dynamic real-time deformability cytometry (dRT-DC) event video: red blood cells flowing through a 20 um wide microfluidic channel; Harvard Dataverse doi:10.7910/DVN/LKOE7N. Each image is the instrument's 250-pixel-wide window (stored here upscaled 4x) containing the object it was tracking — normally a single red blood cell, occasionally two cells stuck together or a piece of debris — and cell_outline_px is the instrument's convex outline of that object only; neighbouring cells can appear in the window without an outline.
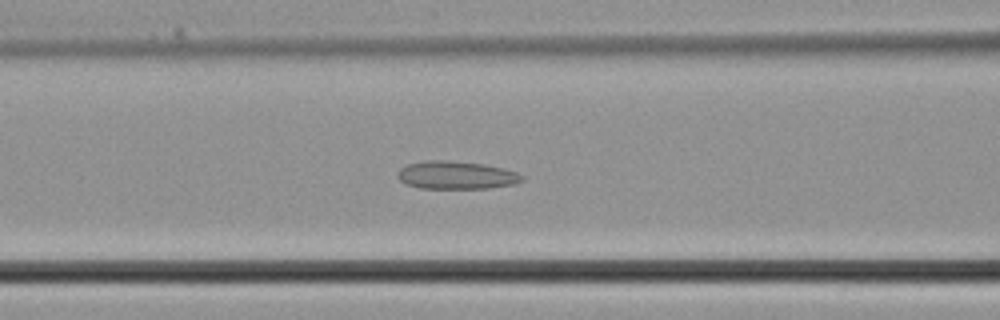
{"species": "common noctule bat (a hibernating species)", "species_latin": "Nyctalus noctula", "temperature_condition": "cold", "stored_images_in_passage": 28, "camera_frame_rate_fps": 3000, "um_per_image_px": 0.085, "animal": {"sex": "male", "body_mass_g": 21.5, "forearm_length_mm": 52.0}, "frame": {"image": 1, "passage_image": 6, "time_ms": 1.667, "image_size_px": [1000, 320], "cell_outline_px": [[524, 180], [516, 184], [488, 188], [420, 188], [404, 184], [396, 176], [396, 172], [400, 168], [408, 164], [424, 160], [448, 160], [484, 164], [504, 168], [516, 172], [524, 176]], "centroid_in_image_um": [38.77, 14.88], "position_along_channel_um": 127.8, "area_um2": 20.52}}
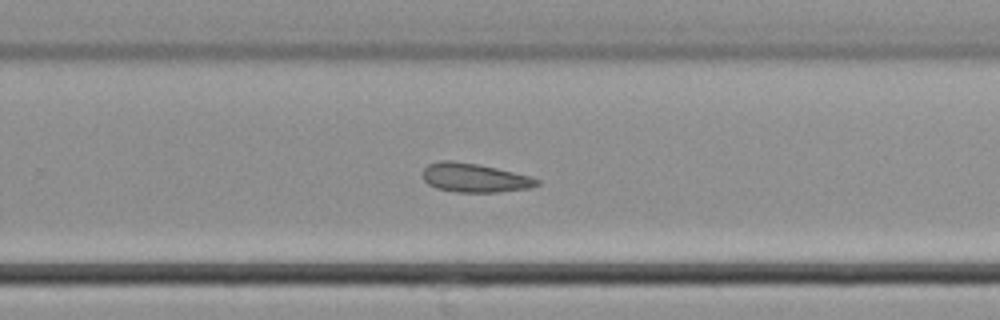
{"frame": {"image": 2, "passage_image": 15, "time_ms": 4.667, "image_size_px": [1000, 320], "cell_outline_px": [[540, 184], [532, 188], [496, 192], [456, 192], [436, 188], [428, 184], [424, 180], [424, 168], [428, 164], [440, 160], [448, 160], [476, 164], [496, 168], [532, 176], [540, 180]], "centroid_in_image_um": [40.37, 15.12], "position_along_channel_um": 289.4, "area_um2": 19.25}}
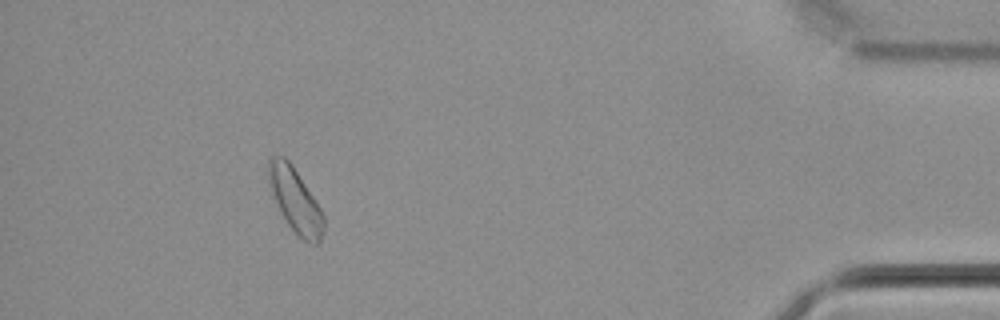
{"frame": {"image": 3, "passage_image": 25, "time_ms": 8.0, "image_size_px": [1000, 320], "cell_outline_px": [[324, 232], [320, 244], [316, 244], [304, 240], [288, 224], [272, 192], [268, 180], [268, 160], [272, 156], [284, 156], [292, 164], [320, 208], [324, 216]], "centroid_in_image_um": [25.12, 17.01], "position_along_channel_um": 410.1, "area_um2": 20.06}}